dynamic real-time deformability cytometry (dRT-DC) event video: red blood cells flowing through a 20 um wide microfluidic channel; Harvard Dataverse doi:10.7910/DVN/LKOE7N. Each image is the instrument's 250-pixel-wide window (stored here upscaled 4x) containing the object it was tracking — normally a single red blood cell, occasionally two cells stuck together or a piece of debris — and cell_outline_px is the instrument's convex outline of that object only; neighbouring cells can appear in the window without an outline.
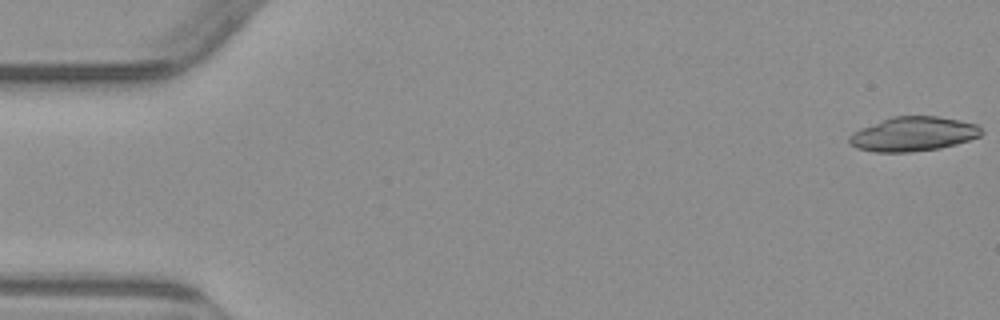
{"species": "common noctule bat (a hibernating species)", "species_latin": "Nyctalus noctula", "temperature_condition": "warm", "stored_images_in_passage": 4, "camera_frame_rate_fps": 3000, "um_per_image_px": 0.085, "animal": {"sex": "male", "body_mass_g": 23.1, "forearm_length_mm": 52.7}, "frame": {"image": 1, "passage_image": 1, "time_ms": 0.0, "image_size_px": [1000, 320], "cell_outline_px": [[984, 132], [980, 136], [956, 144], [940, 148], [908, 152], [876, 152], [856, 148], [848, 144], [848, 136], [852, 132], [892, 116], [936, 116], [976, 124]], "centroid_in_image_um": [77.59, 11.4], "position_along_channel_um": 7.4, "area_um2": 26.3}}